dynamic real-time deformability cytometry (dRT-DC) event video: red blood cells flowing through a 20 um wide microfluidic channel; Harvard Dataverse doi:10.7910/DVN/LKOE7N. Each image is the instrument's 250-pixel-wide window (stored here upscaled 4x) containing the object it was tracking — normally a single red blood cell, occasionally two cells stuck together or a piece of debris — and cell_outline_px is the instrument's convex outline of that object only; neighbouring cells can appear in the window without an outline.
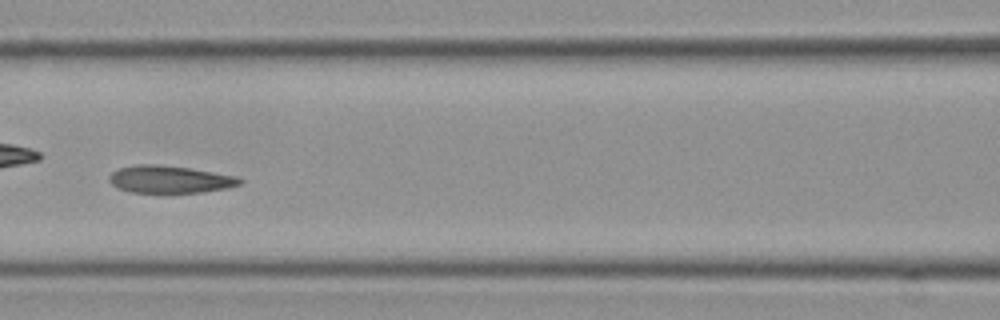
{"species": "Egyptian fruit bat (a non-hibernating species)", "species_latin": "Rousettus aegyptiacus", "temperature_condition": "cold", "stored_images_in_passage": 56, "camera_frame_rate_fps": 3000, "um_per_image_px": 0.085, "frame": {"image": 1, "passage_image": 25, "time_ms": 8.0, "image_size_px": [1000, 320], "cell_outline_px": [[244, 180], [240, 184], [224, 188], [204, 192], [168, 196], [128, 192], [112, 184], [108, 180], [108, 176], [112, 172], [120, 168], [136, 164], [152, 164], [188, 168], [236, 176]], "centroid_in_image_um": [14.39, 15.3], "position_along_channel_um": 152.2, "area_um2": 21.62}}
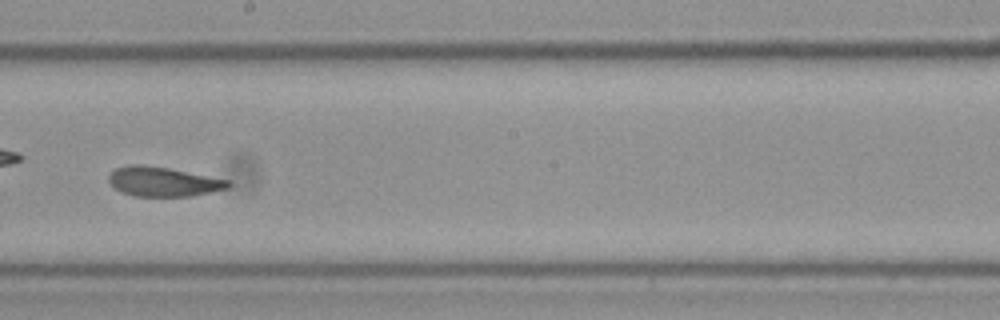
{"frame": {"image": 2, "passage_image": 32, "time_ms": 10.333, "image_size_px": [1000, 320], "cell_outline_px": [[232, 184], [228, 188], [192, 196], [132, 196], [120, 192], [108, 180], [108, 176], [116, 168], [128, 164], [144, 164], [168, 168], [232, 180]], "centroid_in_image_um": [13.89, 15.43], "position_along_channel_um": 234.3, "area_um2": 20.69}, "authors_computed_cell_mechanics": {"area_um2": 21.4149, "velocity_mm_per_s": 3.535, "shape_relaxation_time_tau1_ms": 3.1892, "shape_relaxation_time_tau2_ms": 1.596, "deformation_change_tau1": 0.1424, "deformation_change_tau2": 0.0862}}